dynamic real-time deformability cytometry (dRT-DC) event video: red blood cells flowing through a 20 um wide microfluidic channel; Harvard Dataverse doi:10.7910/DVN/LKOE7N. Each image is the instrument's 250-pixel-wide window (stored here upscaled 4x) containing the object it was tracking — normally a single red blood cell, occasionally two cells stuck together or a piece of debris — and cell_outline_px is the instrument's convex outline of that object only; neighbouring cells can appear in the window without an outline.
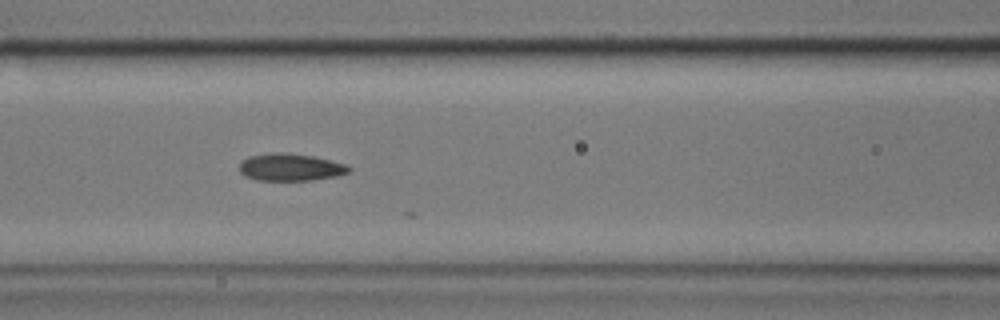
{"species": "common noctule bat (a hibernating species)", "species_latin": "Nyctalus noctula", "temperature_condition": "cold", "stored_images_in_passage": 26, "camera_frame_rate_fps": 3000, "um_per_image_px": 0.085, "animal": {"sex": "male", "body_mass_g": 17.9}, "frame": {"image": 1, "passage_image": 22, "time_ms": 7.0, "image_size_px": [1000, 320], "cell_outline_px": [[352, 168], [348, 172], [336, 176], [312, 180], [256, 180], [244, 176], [240, 172], [240, 164], [248, 156], [272, 152], [284, 152], [312, 156], [344, 164]], "centroid_in_image_um": [24.65, 14.21], "position_along_channel_um": 142.0, "area_um2": 17.28}}